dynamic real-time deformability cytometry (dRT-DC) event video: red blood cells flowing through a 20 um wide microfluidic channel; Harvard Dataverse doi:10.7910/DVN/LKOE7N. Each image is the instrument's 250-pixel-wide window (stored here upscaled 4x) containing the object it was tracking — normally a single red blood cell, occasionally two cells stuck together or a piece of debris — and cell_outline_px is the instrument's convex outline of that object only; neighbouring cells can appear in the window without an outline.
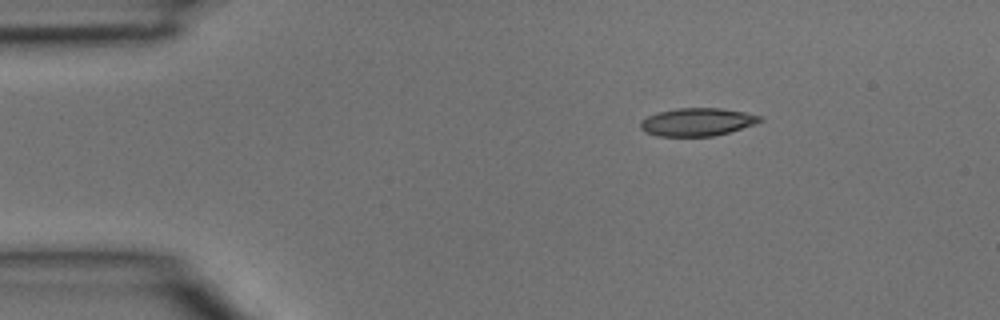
{"species": "common noctule bat (a hibernating species)", "species_latin": "Nyctalus noctula", "temperature_condition": "room temperature", "stored_images_in_passage": 2, "camera_frame_rate_fps": 3000, "um_per_image_px": 0.085, "animal": {"sex": "male", "body_mass_g": 15.6}, "frame": {"image": 1, "passage_image": 1, "time_ms": 0.0, "image_size_px": [1000, 320], "cell_outline_px": [[764, 120], [728, 132], [712, 136], [656, 136], [644, 132], [640, 128], [640, 120], [648, 116], [660, 112], [676, 108], [720, 108], [744, 112], [760, 116]], "centroid_in_image_um": [59.2, 10.37], "position_along_channel_um": 25.8, "area_um2": 19.25}}